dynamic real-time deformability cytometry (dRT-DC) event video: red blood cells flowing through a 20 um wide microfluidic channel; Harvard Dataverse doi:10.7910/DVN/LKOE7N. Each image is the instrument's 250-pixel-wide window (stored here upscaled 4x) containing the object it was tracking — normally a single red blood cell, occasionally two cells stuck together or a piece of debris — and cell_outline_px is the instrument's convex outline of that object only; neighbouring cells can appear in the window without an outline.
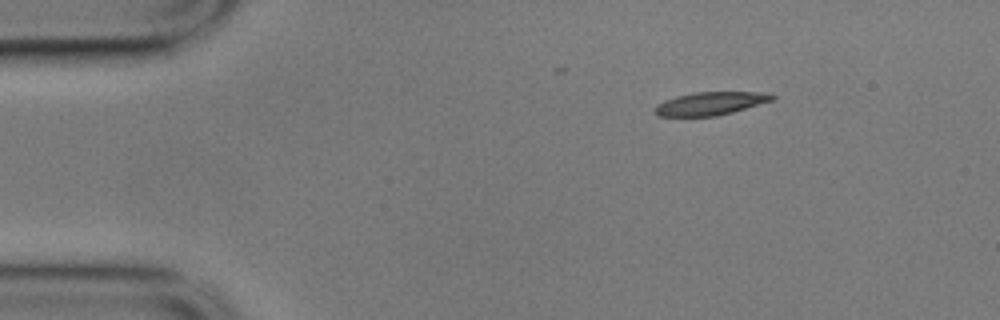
{"species": "common noctule bat (a hibernating species)", "species_latin": "Nyctalus noctula", "temperature_condition": "cold", "stored_images_in_passage": 49, "camera_frame_rate_fps": 3000, "um_per_image_px": 0.085, "animal": {"sex": "male", "body_mass_g": 17.9}, "frame": {"image": 1, "passage_image": 1, "time_ms": 0.0, "image_size_px": [1000, 320], "cell_outline_px": [[776, 96], [772, 100], [732, 112], [716, 116], [660, 116], [656, 112], [656, 104], [664, 100], [676, 96], [692, 92], [756, 92]], "centroid_in_image_um": [60.34, 8.79], "position_along_channel_um": 24.7, "area_um2": 15.49}}
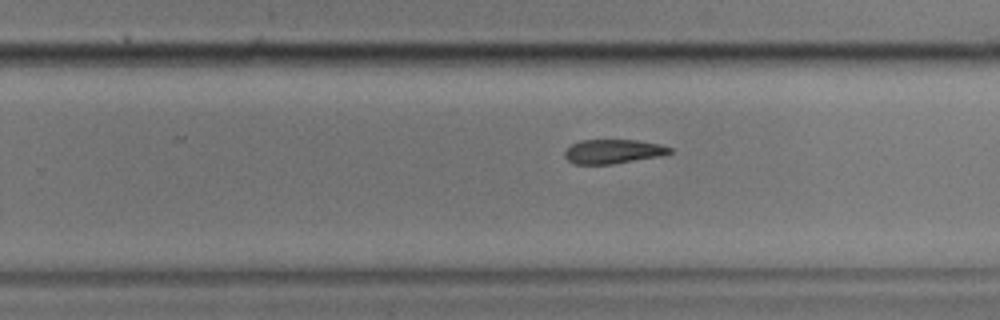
{"frame": {"image": 2, "passage_image": 28, "time_ms": 9.0, "image_size_px": [1000, 320], "cell_outline_px": [[672, 152], [660, 156], [612, 164], [572, 164], [564, 156], [564, 152], [572, 144], [580, 140], [636, 140], [660, 144], [672, 148]], "centroid_in_image_um": [52.1, 12.87], "position_along_channel_um": 277.7, "area_um2": 14.8}}
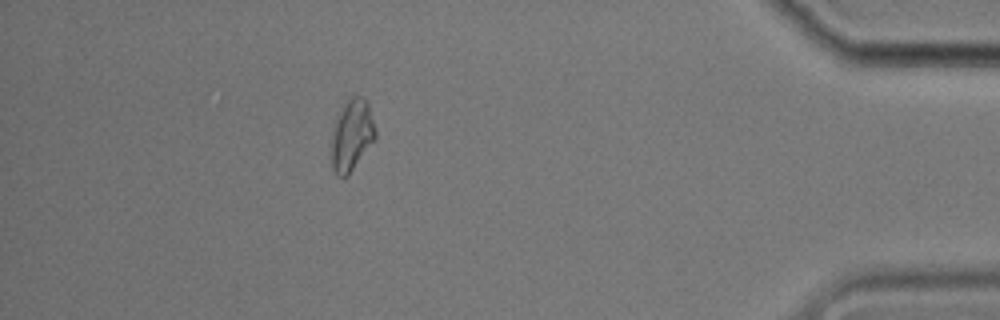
{"frame": {"image": 3, "passage_image": 43, "time_ms": 14.0, "image_size_px": [1000, 320], "cell_outline_px": [[376, 140], [348, 176], [336, 176], [332, 168], [328, 156], [332, 128], [336, 116], [348, 96], [360, 96], [368, 104], [376, 132]], "centroid_in_image_um": [29.84, 11.54], "position_along_channel_um": 405.4, "area_um2": 19.13}, "authors_computed_cell_mechanics": {"area_um2": 16.8198, "velocity_mm_per_s": 3.516, "shape_relaxation_time_tau1_ms": 6.9121, "shape_relaxation_time_tau2_ms": null, "deformation_change_tau1": 0.1758, "deformation_change_tau2": null}}